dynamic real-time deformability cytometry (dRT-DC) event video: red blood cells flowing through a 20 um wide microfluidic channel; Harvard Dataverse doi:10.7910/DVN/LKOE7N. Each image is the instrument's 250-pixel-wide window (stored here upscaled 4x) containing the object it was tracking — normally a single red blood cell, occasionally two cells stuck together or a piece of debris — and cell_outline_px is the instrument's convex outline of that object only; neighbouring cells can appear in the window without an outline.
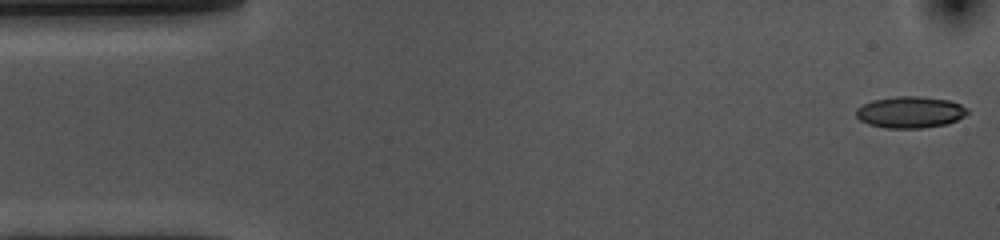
{"species": "common noctule bat (a hibernating species)", "species_latin": "Nyctalus noctula", "temperature_condition": "cold", "stored_images_in_passage": 54, "camera_frame_rate_fps": 3000, "um_per_image_px": 0.085, "animal": {"sex": "female", "body_mass_g": 10.0, "forearm_length_mm": 53.1}, "frame": {"image": 1, "passage_image": 1, "time_ms": 0.0, "image_size_px": [1000, 240], "cell_outline_px": [[968, 112], [964, 116], [956, 120], [944, 124], [920, 128], [888, 128], [868, 124], [860, 120], [856, 116], [856, 108], [872, 100], [896, 96], [920, 96], [948, 100], [960, 104], [968, 108]], "centroid_in_image_um": [77.35, 9.53], "position_along_channel_um": 7.7, "area_um2": 20.35}}
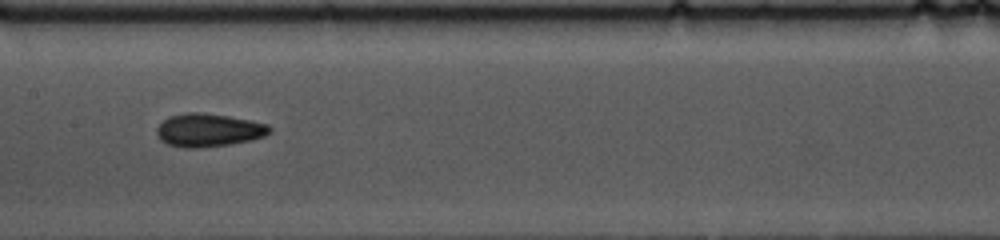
{"frame": {"image": 2, "passage_image": 25, "time_ms": 8.0, "image_size_px": [1000, 240], "cell_outline_px": [[272, 132], [264, 136], [252, 140], [232, 144], [196, 148], [184, 148], [168, 144], [160, 140], [156, 132], [156, 128], [168, 116], [184, 112], [204, 112], [228, 116], [268, 124], [272, 128]], "centroid_in_image_um": [17.73, 11.06], "position_along_channel_um": 189.7, "area_um2": 22.02}}
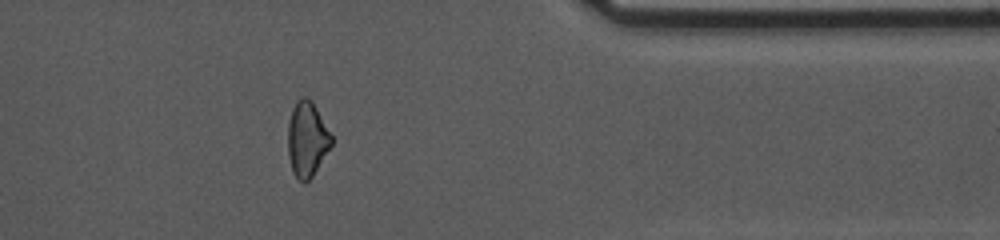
{"frame": {"image": 3, "passage_image": 43, "time_ms": 14.0, "image_size_px": [1000, 240], "cell_outline_px": [[332, 144], [312, 176], [304, 184], [292, 172], [288, 156], [288, 124], [292, 108], [296, 100], [300, 96], [308, 96], [312, 100], [332, 136]], "centroid_in_image_um": [26.08, 11.79], "position_along_channel_um": 385.3, "area_um2": 19.07}, "authors_computed_cell_mechanics": {"area_um2": 20.5479, "velocity_mm_per_s": 3.6261, "shape_relaxation_time_tau1_ms": 5.8531, "shape_relaxation_time_tau2_ms": 2.8665, "deformation_change_tau1": 0.1185, "deformation_change_tau2": 0.0998}}